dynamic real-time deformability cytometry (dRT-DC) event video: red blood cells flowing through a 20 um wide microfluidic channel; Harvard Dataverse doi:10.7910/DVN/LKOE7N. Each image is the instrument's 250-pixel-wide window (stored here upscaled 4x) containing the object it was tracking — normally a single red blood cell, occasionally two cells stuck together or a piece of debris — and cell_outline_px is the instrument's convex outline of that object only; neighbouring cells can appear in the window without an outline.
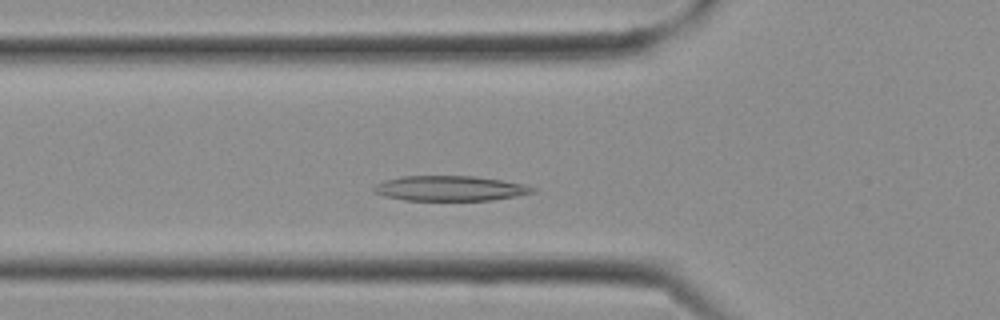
{"species": "Egyptian fruit bat (a non-hibernating species)", "species_latin": "Rousettus aegyptiacus", "temperature_condition": "cold", "stored_images_in_passage": 11, "camera_frame_rate_fps": 3000, "um_per_image_px": 0.085, "frame": {"image": 1, "passage_image": 7, "time_ms": 2.0, "image_size_px": [1000, 320], "cell_outline_px": [[536, 192], [516, 196], [492, 200], [404, 200], [384, 196], [372, 192], [372, 188], [376, 184], [384, 180], [400, 176], [476, 176], [524, 184], [536, 188]], "centroid_in_image_um": [38.22, 16.01], "position_along_channel_um": 87.6, "area_um2": 23.29}}
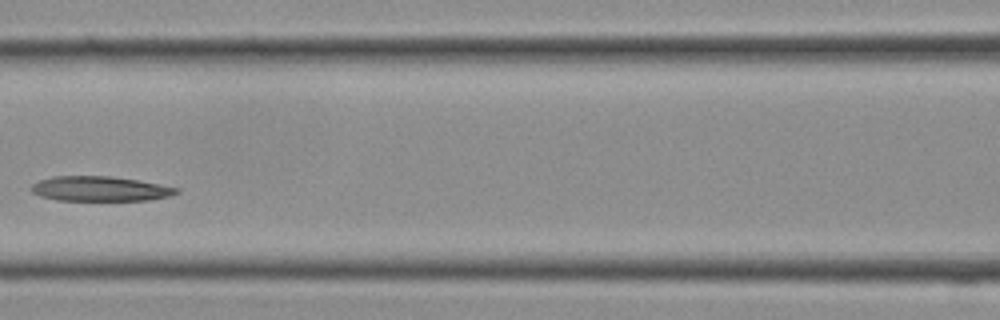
{"frame": {"image": 2, "passage_image": 10, "time_ms": 3.0, "image_size_px": [1000, 320], "cell_outline_px": [[180, 192], [168, 196], [148, 200], [56, 200], [40, 196], [32, 192], [32, 184], [40, 180], [52, 176], [112, 176], [136, 180], [180, 188]], "centroid_in_image_um": [8.49, 16.04], "position_along_channel_um": 158.1, "area_um2": 20.87}}